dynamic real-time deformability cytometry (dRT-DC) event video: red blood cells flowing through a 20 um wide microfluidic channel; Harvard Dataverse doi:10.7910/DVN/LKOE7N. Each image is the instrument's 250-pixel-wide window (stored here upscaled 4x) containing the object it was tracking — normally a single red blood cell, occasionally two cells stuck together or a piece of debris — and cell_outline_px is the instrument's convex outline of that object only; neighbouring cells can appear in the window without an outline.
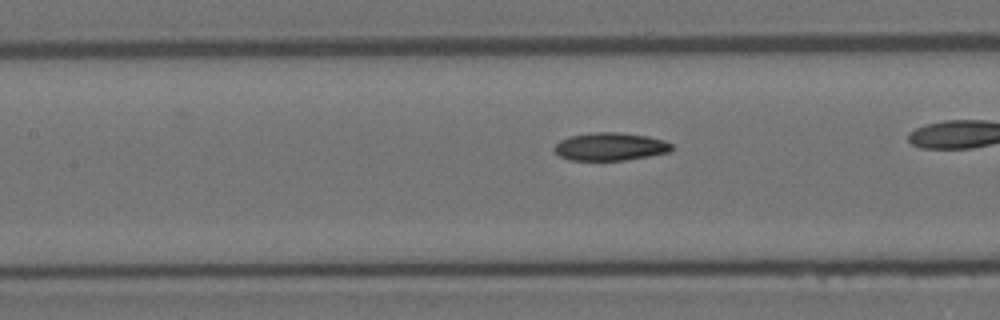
{"species": "Egyptian fruit bat (a non-hibernating species)", "species_latin": "Rousettus aegyptiacus", "temperature_condition": "room temperature", "stored_images_in_passage": 35, "camera_frame_rate_fps": 3000, "um_per_image_px": 0.085, "animal": {"sex": "female"}, "frame": {"image": 1, "passage_image": 16, "time_ms": 5.0, "image_size_px": [1000, 320], "cell_outline_px": [[672, 152], [624, 160], [568, 160], [560, 156], [552, 148], [560, 140], [572, 136], [592, 132], [616, 132], [648, 136], [664, 140], [672, 144]], "centroid_in_image_um": [51.88, 12.46], "position_along_channel_um": 155.5, "area_um2": 19.07}}
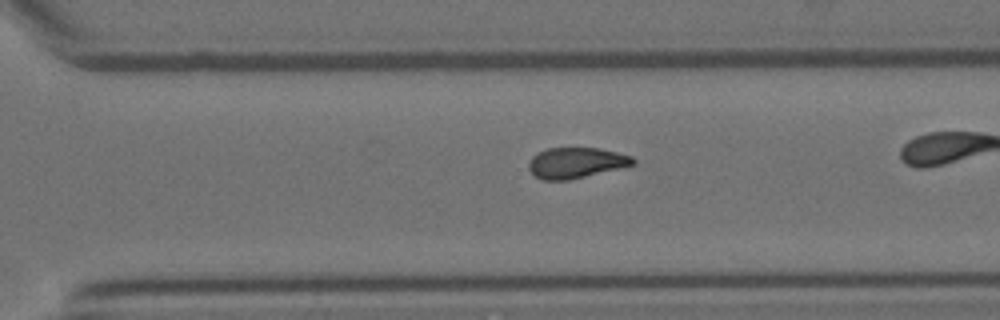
{"frame": {"image": 2, "passage_image": 30, "time_ms": 9.667, "image_size_px": [1000, 320], "cell_outline_px": [[636, 164], [568, 180], [544, 180], [536, 176], [528, 168], [528, 164], [532, 156], [548, 148], [596, 148], [616, 152], [632, 156], [636, 160]], "centroid_in_image_um": [48.97, 13.83], "position_along_channel_um": 321.6, "area_um2": 18.38}}